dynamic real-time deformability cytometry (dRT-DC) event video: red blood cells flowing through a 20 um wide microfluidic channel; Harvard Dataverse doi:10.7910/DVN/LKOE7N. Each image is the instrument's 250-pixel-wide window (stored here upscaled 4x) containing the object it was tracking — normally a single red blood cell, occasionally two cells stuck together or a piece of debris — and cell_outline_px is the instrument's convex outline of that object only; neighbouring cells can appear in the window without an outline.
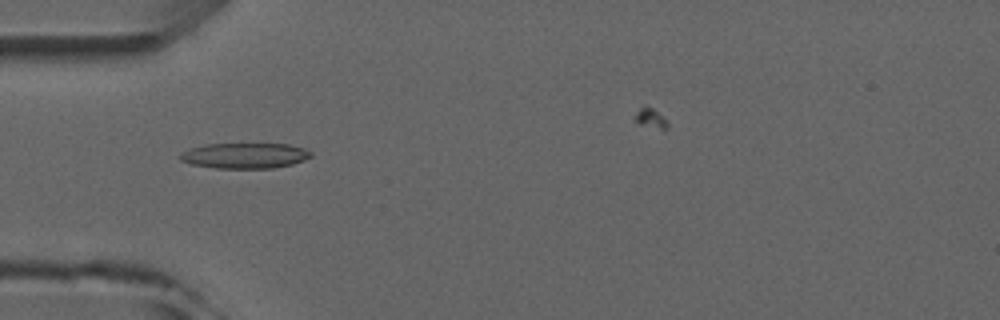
{"species": "common noctule bat (a hibernating species)", "species_latin": "Nyctalus noctula", "temperature_condition": "room temperature", "stored_images_in_passage": 5, "camera_frame_rate_fps": 3000, "um_per_image_px": 0.085, "animal": {"sex": "male", "forearm_length_mm": 52.5}, "frame": {"image": 1, "passage_image": 3, "time_ms": 2.0, "image_size_px": [1000, 320], "cell_outline_px": [[312, 156], [304, 160], [292, 164], [272, 168], [216, 168], [192, 164], [180, 160], [180, 152], [188, 148], [208, 144], [288, 144], [304, 148], [312, 152]], "centroid_in_image_um": [20.8, 13.22], "position_along_channel_um": 64.2, "area_um2": 19.42}}
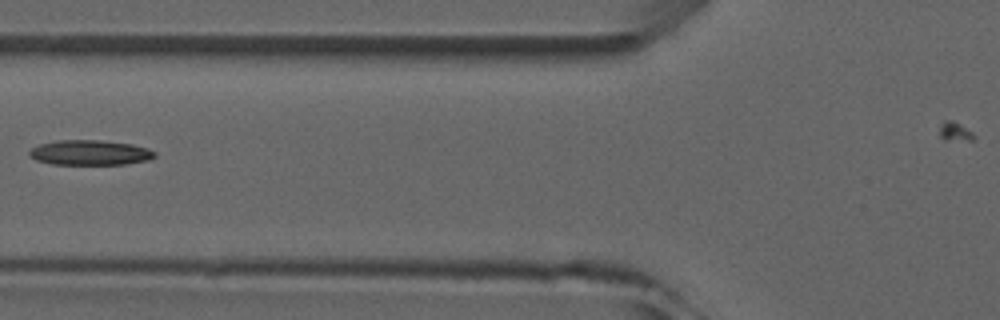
{"frame": {"image": 2, "passage_image": 4, "time_ms": 3.333, "image_size_px": [1000, 320], "cell_outline_px": [[156, 156], [148, 160], [124, 164], [52, 164], [36, 160], [28, 156], [28, 152], [32, 148], [40, 144], [56, 140], [100, 140], [132, 144], [148, 148], [156, 152]], "centroid_in_image_um": [7.64, 12.97], "position_along_channel_um": 118.2, "area_um2": 18.32}}
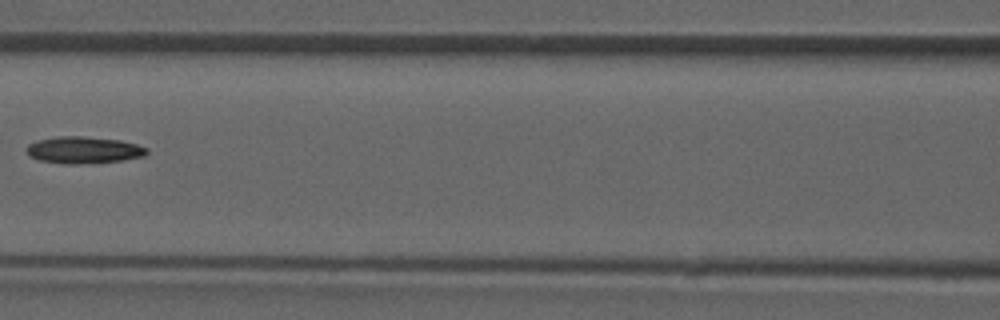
{"frame": {"image": 3, "passage_image": 5, "time_ms": 4.333, "image_size_px": [1000, 320], "cell_outline_px": [[148, 152], [144, 156], [120, 160], [76, 164], [64, 164], [40, 160], [28, 156], [24, 148], [28, 144], [36, 140], [56, 136], [80, 136], [120, 140], [136, 144], [148, 148]], "centroid_in_image_um": [7.04, 12.74], "position_along_channel_um": 159.6, "area_um2": 18.84}}